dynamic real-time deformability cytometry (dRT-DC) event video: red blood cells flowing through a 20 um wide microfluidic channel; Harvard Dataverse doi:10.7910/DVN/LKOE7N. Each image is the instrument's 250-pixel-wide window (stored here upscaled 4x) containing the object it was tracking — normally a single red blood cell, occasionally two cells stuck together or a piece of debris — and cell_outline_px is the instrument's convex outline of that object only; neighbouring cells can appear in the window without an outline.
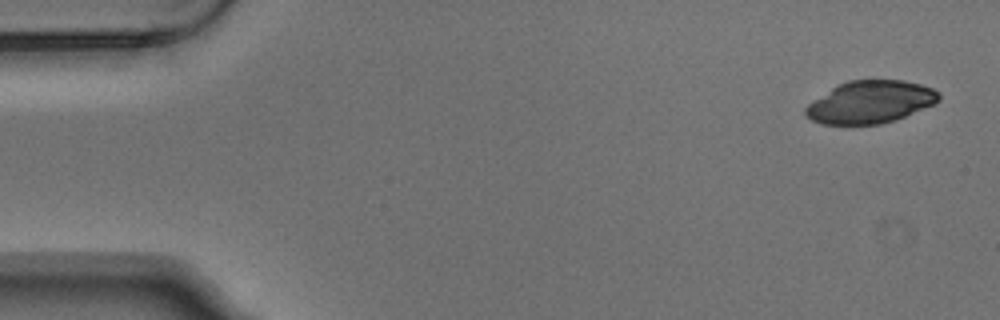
{"species": "Egyptian fruit bat (a non-hibernating species)", "species_latin": "Rousettus aegyptiacus", "temperature_condition": "warm", "stored_images_in_passage": 4, "camera_frame_rate_fps": 3000, "um_per_image_px": 0.085, "animal": {"sex": "male"}, "frame": {"image": 1, "passage_image": 1, "time_ms": 0.0, "image_size_px": [1000, 320], "cell_outline_px": [[940, 100], [936, 104], [904, 116], [880, 124], [820, 124], [804, 116], [804, 108], [808, 104], [832, 88], [848, 80], [904, 80], [920, 84], [932, 88], [940, 92]], "centroid_in_image_um": [73.98, 8.67], "position_along_channel_um": 11.0, "area_um2": 32.89}}